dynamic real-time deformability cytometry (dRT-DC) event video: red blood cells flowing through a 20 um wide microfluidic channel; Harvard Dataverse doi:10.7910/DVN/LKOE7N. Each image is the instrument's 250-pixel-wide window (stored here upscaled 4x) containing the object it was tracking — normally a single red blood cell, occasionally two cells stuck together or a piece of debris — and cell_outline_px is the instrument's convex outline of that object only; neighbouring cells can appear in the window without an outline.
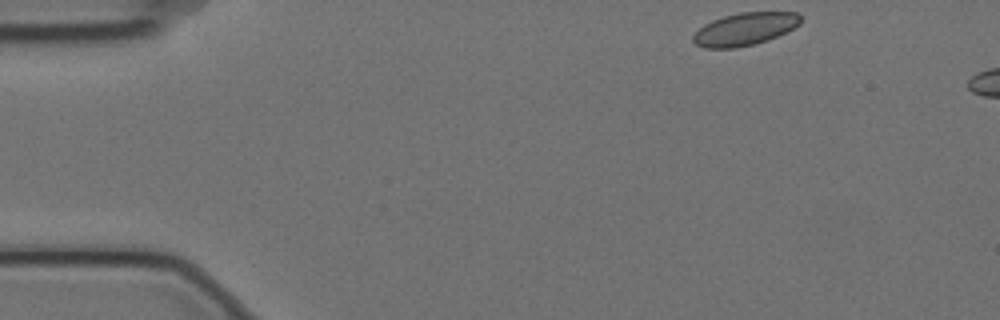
{"species": "Egyptian fruit bat (a non-hibernating species)", "species_latin": "Rousettus aegyptiacus", "temperature_condition": "cold", "stored_images_in_passage": 4, "camera_frame_rate_fps": 3000, "um_per_image_px": 0.085, "animal": {"sex": "female"}, "frame": {"image": 1, "passage_image": 1, "time_ms": 0.0, "image_size_px": [1000, 320], "cell_outline_px": [[800, 24], [768, 40], [736, 48], [704, 48], [696, 44], [692, 40], [692, 36], [704, 24], [712, 20], [724, 16], [740, 12], [796, 12], [800, 16]], "centroid_in_image_um": [63.27, 2.47], "position_along_channel_um": 21.7, "area_um2": 20.23}}